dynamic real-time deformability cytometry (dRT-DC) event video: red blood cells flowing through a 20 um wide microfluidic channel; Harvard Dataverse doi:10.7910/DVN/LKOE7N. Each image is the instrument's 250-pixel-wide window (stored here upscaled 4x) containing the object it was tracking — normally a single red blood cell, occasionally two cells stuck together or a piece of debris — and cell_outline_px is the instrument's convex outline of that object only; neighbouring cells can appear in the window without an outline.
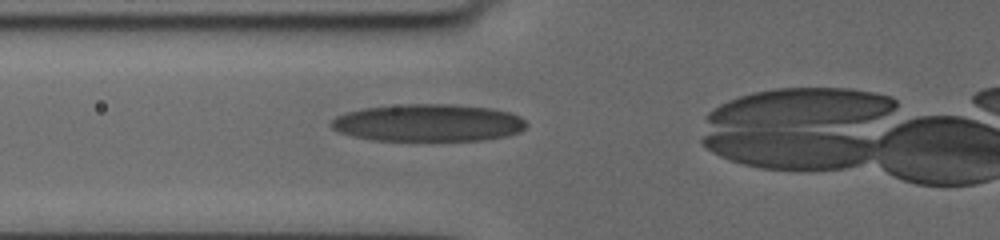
{"species": "human", "species_latin": "Homo sapiens", "temperature_condition": "cold", "stored_images_in_passage": 30, "camera_frame_rate_fps": 3000, "um_per_image_px": 0.085, "donor": {"sex": "female"}, "frame": {"image": 1, "passage_image": 5, "time_ms": 1.333, "image_size_px": [1000, 240], "cell_outline_px": [[528, 124], [520, 132], [508, 136], [484, 140], [372, 140], [352, 136], [340, 132], [332, 128], [328, 124], [336, 116], [348, 112], [364, 108], [400, 104], [452, 104], [492, 108], [508, 112], [520, 116]], "centroid_in_image_um": [36.41, 10.44], "position_along_channel_um": 89.4, "area_um2": 42.6}}
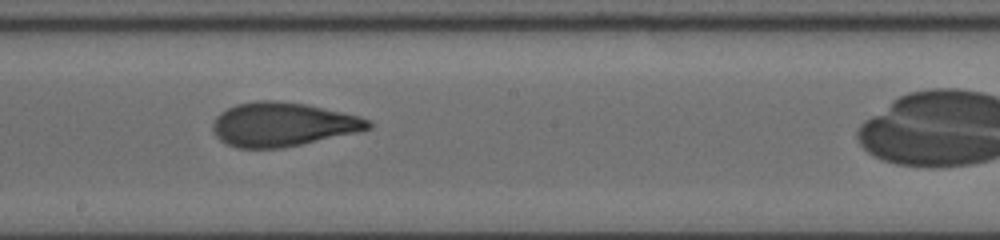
{"frame": {"image": 2, "passage_image": 16, "time_ms": 5.0, "image_size_px": [1000, 240], "cell_outline_px": [[372, 128], [356, 132], [300, 144], [280, 148], [236, 148], [220, 140], [216, 136], [212, 128], [212, 124], [216, 116], [220, 112], [236, 104], [256, 100], [276, 100], [308, 104], [360, 116], [372, 120]], "centroid_in_image_um": [24.02, 10.56], "position_along_channel_um": 224.2, "area_um2": 39.88}}
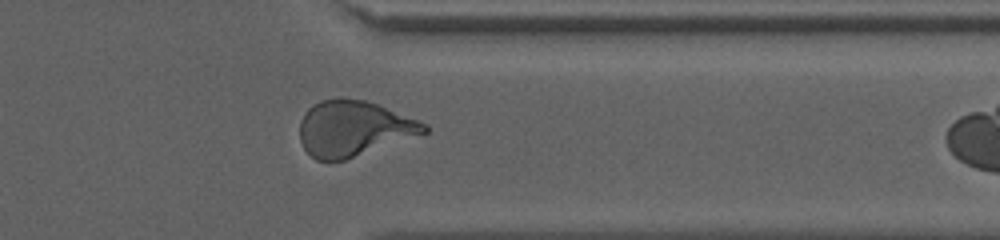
{"frame": {"image": 3, "passage_image": 29, "time_ms": 9.333, "image_size_px": [1000, 240], "cell_outline_px": [[428, 132], [344, 160], [316, 160], [304, 148], [300, 140], [300, 120], [308, 108], [312, 104], [320, 100], [340, 96], [364, 100], [376, 104], [428, 124]], "centroid_in_image_um": [30.02, 10.89], "position_along_channel_um": 381.4, "area_um2": 40.11}}